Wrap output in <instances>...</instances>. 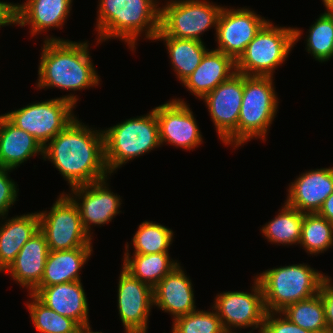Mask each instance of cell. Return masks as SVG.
Masks as SVG:
<instances>
[{
	"mask_svg": "<svg viewBox=\"0 0 333 333\" xmlns=\"http://www.w3.org/2000/svg\"><path fill=\"white\" fill-rule=\"evenodd\" d=\"M117 308L125 333L148 332L153 308V288L121 268L117 285Z\"/></svg>",
	"mask_w": 333,
	"mask_h": 333,
	"instance_id": "cell-16",
	"label": "cell"
},
{
	"mask_svg": "<svg viewBox=\"0 0 333 333\" xmlns=\"http://www.w3.org/2000/svg\"><path fill=\"white\" fill-rule=\"evenodd\" d=\"M156 1H157L160 5H161V4L163 5V3H160L159 0H156ZM166 1H172V0H166Z\"/></svg>",
	"mask_w": 333,
	"mask_h": 333,
	"instance_id": "cell-42",
	"label": "cell"
},
{
	"mask_svg": "<svg viewBox=\"0 0 333 333\" xmlns=\"http://www.w3.org/2000/svg\"><path fill=\"white\" fill-rule=\"evenodd\" d=\"M0 273L15 260L23 245L39 230L38 211L0 218Z\"/></svg>",
	"mask_w": 333,
	"mask_h": 333,
	"instance_id": "cell-24",
	"label": "cell"
},
{
	"mask_svg": "<svg viewBox=\"0 0 333 333\" xmlns=\"http://www.w3.org/2000/svg\"><path fill=\"white\" fill-rule=\"evenodd\" d=\"M268 21L247 45L236 61V72L245 76L274 77L275 70L288 59L293 47L301 40L298 27L273 25Z\"/></svg>",
	"mask_w": 333,
	"mask_h": 333,
	"instance_id": "cell-6",
	"label": "cell"
},
{
	"mask_svg": "<svg viewBox=\"0 0 333 333\" xmlns=\"http://www.w3.org/2000/svg\"><path fill=\"white\" fill-rule=\"evenodd\" d=\"M159 124L161 146L171 145L190 151L203 143V135L189 103L173 98L153 108Z\"/></svg>",
	"mask_w": 333,
	"mask_h": 333,
	"instance_id": "cell-14",
	"label": "cell"
},
{
	"mask_svg": "<svg viewBox=\"0 0 333 333\" xmlns=\"http://www.w3.org/2000/svg\"><path fill=\"white\" fill-rule=\"evenodd\" d=\"M251 292L226 291L217 293L213 305L226 333H238L241 328H252L262 332L265 315L263 291L259 281L253 277Z\"/></svg>",
	"mask_w": 333,
	"mask_h": 333,
	"instance_id": "cell-11",
	"label": "cell"
},
{
	"mask_svg": "<svg viewBox=\"0 0 333 333\" xmlns=\"http://www.w3.org/2000/svg\"><path fill=\"white\" fill-rule=\"evenodd\" d=\"M44 161H50L69 188L111 177L104 158L102 129L90 127L74 118L44 146Z\"/></svg>",
	"mask_w": 333,
	"mask_h": 333,
	"instance_id": "cell-1",
	"label": "cell"
},
{
	"mask_svg": "<svg viewBox=\"0 0 333 333\" xmlns=\"http://www.w3.org/2000/svg\"><path fill=\"white\" fill-rule=\"evenodd\" d=\"M17 3V25L30 26V36L60 29L67 22L73 0H25ZM51 28V29H50ZM42 32V33H41Z\"/></svg>",
	"mask_w": 333,
	"mask_h": 333,
	"instance_id": "cell-20",
	"label": "cell"
},
{
	"mask_svg": "<svg viewBox=\"0 0 333 333\" xmlns=\"http://www.w3.org/2000/svg\"><path fill=\"white\" fill-rule=\"evenodd\" d=\"M299 244L307 255L316 256L328 251L333 248V225L317 213H305Z\"/></svg>",
	"mask_w": 333,
	"mask_h": 333,
	"instance_id": "cell-30",
	"label": "cell"
},
{
	"mask_svg": "<svg viewBox=\"0 0 333 333\" xmlns=\"http://www.w3.org/2000/svg\"><path fill=\"white\" fill-rule=\"evenodd\" d=\"M317 214L333 225V192L325 199Z\"/></svg>",
	"mask_w": 333,
	"mask_h": 333,
	"instance_id": "cell-39",
	"label": "cell"
},
{
	"mask_svg": "<svg viewBox=\"0 0 333 333\" xmlns=\"http://www.w3.org/2000/svg\"><path fill=\"white\" fill-rule=\"evenodd\" d=\"M183 268L180 263L153 288L154 308L170 314L173 320L197 310L193 284Z\"/></svg>",
	"mask_w": 333,
	"mask_h": 333,
	"instance_id": "cell-18",
	"label": "cell"
},
{
	"mask_svg": "<svg viewBox=\"0 0 333 333\" xmlns=\"http://www.w3.org/2000/svg\"><path fill=\"white\" fill-rule=\"evenodd\" d=\"M243 98V74L235 73L202 98L218 138L237 150V125Z\"/></svg>",
	"mask_w": 333,
	"mask_h": 333,
	"instance_id": "cell-12",
	"label": "cell"
},
{
	"mask_svg": "<svg viewBox=\"0 0 333 333\" xmlns=\"http://www.w3.org/2000/svg\"><path fill=\"white\" fill-rule=\"evenodd\" d=\"M319 295L324 305L325 321L328 333H333V282L332 277L323 273V283Z\"/></svg>",
	"mask_w": 333,
	"mask_h": 333,
	"instance_id": "cell-37",
	"label": "cell"
},
{
	"mask_svg": "<svg viewBox=\"0 0 333 333\" xmlns=\"http://www.w3.org/2000/svg\"><path fill=\"white\" fill-rule=\"evenodd\" d=\"M223 7L209 0L167 1L160 6V30L156 37H175L204 42L201 37L205 31L214 28L216 34Z\"/></svg>",
	"mask_w": 333,
	"mask_h": 333,
	"instance_id": "cell-8",
	"label": "cell"
},
{
	"mask_svg": "<svg viewBox=\"0 0 333 333\" xmlns=\"http://www.w3.org/2000/svg\"><path fill=\"white\" fill-rule=\"evenodd\" d=\"M74 333H104V332L93 331L92 327L90 326V323H86V324L78 325V327L75 329Z\"/></svg>",
	"mask_w": 333,
	"mask_h": 333,
	"instance_id": "cell-40",
	"label": "cell"
},
{
	"mask_svg": "<svg viewBox=\"0 0 333 333\" xmlns=\"http://www.w3.org/2000/svg\"><path fill=\"white\" fill-rule=\"evenodd\" d=\"M312 24L305 37V50L323 63L333 58V10L324 11Z\"/></svg>",
	"mask_w": 333,
	"mask_h": 333,
	"instance_id": "cell-32",
	"label": "cell"
},
{
	"mask_svg": "<svg viewBox=\"0 0 333 333\" xmlns=\"http://www.w3.org/2000/svg\"><path fill=\"white\" fill-rule=\"evenodd\" d=\"M102 131L105 164L111 175L128 161L161 147L154 109L146 115L125 119Z\"/></svg>",
	"mask_w": 333,
	"mask_h": 333,
	"instance_id": "cell-4",
	"label": "cell"
},
{
	"mask_svg": "<svg viewBox=\"0 0 333 333\" xmlns=\"http://www.w3.org/2000/svg\"><path fill=\"white\" fill-rule=\"evenodd\" d=\"M298 176L289 183L285 202L300 212L317 213L333 192V167L310 169Z\"/></svg>",
	"mask_w": 333,
	"mask_h": 333,
	"instance_id": "cell-17",
	"label": "cell"
},
{
	"mask_svg": "<svg viewBox=\"0 0 333 333\" xmlns=\"http://www.w3.org/2000/svg\"><path fill=\"white\" fill-rule=\"evenodd\" d=\"M131 239L133 254L169 253L174 232L158 222L145 220L139 224Z\"/></svg>",
	"mask_w": 333,
	"mask_h": 333,
	"instance_id": "cell-29",
	"label": "cell"
},
{
	"mask_svg": "<svg viewBox=\"0 0 333 333\" xmlns=\"http://www.w3.org/2000/svg\"><path fill=\"white\" fill-rule=\"evenodd\" d=\"M278 212L273 219L260 228L263 237L265 236L267 242L271 244L299 246L305 213L291 207L285 201Z\"/></svg>",
	"mask_w": 333,
	"mask_h": 333,
	"instance_id": "cell-28",
	"label": "cell"
},
{
	"mask_svg": "<svg viewBox=\"0 0 333 333\" xmlns=\"http://www.w3.org/2000/svg\"><path fill=\"white\" fill-rule=\"evenodd\" d=\"M163 41L170 59L171 68L180 84L199 66L205 53L209 50L204 42L194 39L175 37H156Z\"/></svg>",
	"mask_w": 333,
	"mask_h": 333,
	"instance_id": "cell-27",
	"label": "cell"
},
{
	"mask_svg": "<svg viewBox=\"0 0 333 333\" xmlns=\"http://www.w3.org/2000/svg\"><path fill=\"white\" fill-rule=\"evenodd\" d=\"M49 252L46 237L39 229L23 245L15 260L3 273L9 274L29 294L40 284Z\"/></svg>",
	"mask_w": 333,
	"mask_h": 333,
	"instance_id": "cell-21",
	"label": "cell"
},
{
	"mask_svg": "<svg viewBox=\"0 0 333 333\" xmlns=\"http://www.w3.org/2000/svg\"><path fill=\"white\" fill-rule=\"evenodd\" d=\"M273 78L243 75V98L237 125L238 148L252 139L266 142L280 102Z\"/></svg>",
	"mask_w": 333,
	"mask_h": 333,
	"instance_id": "cell-7",
	"label": "cell"
},
{
	"mask_svg": "<svg viewBox=\"0 0 333 333\" xmlns=\"http://www.w3.org/2000/svg\"><path fill=\"white\" fill-rule=\"evenodd\" d=\"M11 171L13 170L0 167V218L8 216L9 210L18 201L19 186L11 179Z\"/></svg>",
	"mask_w": 333,
	"mask_h": 333,
	"instance_id": "cell-35",
	"label": "cell"
},
{
	"mask_svg": "<svg viewBox=\"0 0 333 333\" xmlns=\"http://www.w3.org/2000/svg\"><path fill=\"white\" fill-rule=\"evenodd\" d=\"M281 313L297 326L314 333H328L319 293L287 306Z\"/></svg>",
	"mask_w": 333,
	"mask_h": 333,
	"instance_id": "cell-31",
	"label": "cell"
},
{
	"mask_svg": "<svg viewBox=\"0 0 333 333\" xmlns=\"http://www.w3.org/2000/svg\"><path fill=\"white\" fill-rule=\"evenodd\" d=\"M129 244H125L122 267L133 277L154 288L180 262L173 260L170 253L132 254Z\"/></svg>",
	"mask_w": 333,
	"mask_h": 333,
	"instance_id": "cell-26",
	"label": "cell"
},
{
	"mask_svg": "<svg viewBox=\"0 0 333 333\" xmlns=\"http://www.w3.org/2000/svg\"><path fill=\"white\" fill-rule=\"evenodd\" d=\"M132 333H148V332H132Z\"/></svg>",
	"mask_w": 333,
	"mask_h": 333,
	"instance_id": "cell-43",
	"label": "cell"
},
{
	"mask_svg": "<svg viewBox=\"0 0 333 333\" xmlns=\"http://www.w3.org/2000/svg\"><path fill=\"white\" fill-rule=\"evenodd\" d=\"M325 10H333V0H322Z\"/></svg>",
	"mask_w": 333,
	"mask_h": 333,
	"instance_id": "cell-41",
	"label": "cell"
},
{
	"mask_svg": "<svg viewBox=\"0 0 333 333\" xmlns=\"http://www.w3.org/2000/svg\"><path fill=\"white\" fill-rule=\"evenodd\" d=\"M159 5L156 0H98L96 44L117 38L133 53L138 37L154 41L160 30Z\"/></svg>",
	"mask_w": 333,
	"mask_h": 333,
	"instance_id": "cell-3",
	"label": "cell"
},
{
	"mask_svg": "<svg viewBox=\"0 0 333 333\" xmlns=\"http://www.w3.org/2000/svg\"><path fill=\"white\" fill-rule=\"evenodd\" d=\"M39 229L44 233L49 251L93 248L92 236L84 229L77 205L62 192L50 210L38 211Z\"/></svg>",
	"mask_w": 333,
	"mask_h": 333,
	"instance_id": "cell-9",
	"label": "cell"
},
{
	"mask_svg": "<svg viewBox=\"0 0 333 333\" xmlns=\"http://www.w3.org/2000/svg\"><path fill=\"white\" fill-rule=\"evenodd\" d=\"M17 4L0 1V28L17 25Z\"/></svg>",
	"mask_w": 333,
	"mask_h": 333,
	"instance_id": "cell-38",
	"label": "cell"
},
{
	"mask_svg": "<svg viewBox=\"0 0 333 333\" xmlns=\"http://www.w3.org/2000/svg\"><path fill=\"white\" fill-rule=\"evenodd\" d=\"M261 333H314L309 330H305L288 318H286L281 312H267L263 323Z\"/></svg>",
	"mask_w": 333,
	"mask_h": 333,
	"instance_id": "cell-36",
	"label": "cell"
},
{
	"mask_svg": "<svg viewBox=\"0 0 333 333\" xmlns=\"http://www.w3.org/2000/svg\"><path fill=\"white\" fill-rule=\"evenodd\" d=\"M214 310V311H213ZM171 333H226L217 312L195 310L172 320Z\"/></svg>",
	"mask_w": 333,
	"mask_h": 333,
	"instance_id": "cell-34",
	"label": "cell"
},
{
	"mask_svg": "<svg viewBox=\"0 0 333 333\" xmlns=\"http://www.w3.org/2000/svg\"><path fill=\"white\" fill-rule=\"evenodd\" d=\"M254 277L261 285L267 312H281L316 295L323 283V273L308 263L268 268Z\"/></svg>",
	"mask_w": 333,
	"mask_h": 333,
	"instance_id": "cell-5",
	"label": "cell"
},
{
	"mask_svg": "<svg viewBox=\"0 0 333 333\" xmlns=\"http://www.w3.org/2000/svg\"><path fill=\"white\" fill-rule=\"evenodd\" d=\"M74 109L70 101L60 96L29 103L3 115L12 124L35 137L44 147L77 117Z\"/></svg>",
	"mask_w": 333,
	"mask_h": 333,
	"instance_id": "cell-10",
	"label": "cell"
},
{
	"mask_svg": "<svg viewBox=\"0 0 333 333\" xmlns=\"http://www.w3.org/2000/svg\"><path fill=\"white\" fill-rule=\"evenodd\" d=\"M31 294L46 307L78 325L90 322L88 299L81 281L35 288Z\"/></svg>",
	"mask_w": 333,
	"mask_h": 333,
	"instance_id": "cell-19",
	"label": "cell"
},
{
	"mask_svg": "<svg viewBox=\"0 0 333 333\" xmlns=\"http://www.w3.org/2000/svg\"><path fill=\"white\" fill-rule=\"evenodd\" d=\"M31 301L26 302L32 324L40 333H74L78 324L63 315H59L46 307L33 294L29 293Z\"/></svg>",
	"mask_w": 333,
	"mask_h": 333,
	"instance_id": "cell-33",
	"label": "cell"
},
{
	"mask_svg": "<svg viewBox=\"0 0 333 333\" xmlns=\"http://www.w3.org/2000/svg\"><path fill=\"white\" fill-rule=\"evenodd\" d=\"M235 73L236 62L230 56L209 49L199 66L181 84L200 100Z\"/></svg>",
	"mask_w": 333,
	"mask_h": 333,
	"instance_id": "cell-22",
	"label": "cell"
},
{
	"mask_svg": "<svg viewBox=\"0 0 333 333\" xmlns=\"http://www.w3.org/2000/svg\"><path fill=\"white\" fill-rule=\"evenodd\" d=\"M44 157L40 142L0 114V167L14 170L34 156Z\"/></svg>",
	"mask_w": 333,
	"mask_h": 333,
	"instance_id": "cell-23",
	"label": "cell"
},
{
	"mask_svg": "<svg viewBox=\"0 0 333 333\" xmlns=\"http://www.w3.org/2000/svg\"><path fill=\"white\" fill-rule=\"evenodd\" d=\"M261 16L249 7L224 6L214 35L217 42L215 50L223 52L236 62L250 41L269 21Z\"/></svg>",
	"mask_w": 333,
	"mask_h": 333,
	"instance_id": "cell-13",
	"label": "cell"
},
{
	"mask_svg": "<svg viewBox=\"0 0 333 333\" xmlns=\"http://www.w3.org/2000/svg\"><path fill=\"white\" fill-rule=\"evenodd\" d=\"M109 178L73 187L67 194L77 205L83 227L92 237L93 225L108 224L121 212L122 197L109 188Z\"/></svg>",
	"mask_w": 333,
	"mask_h": 333,
	"instance_id": "cell-15",
	"label": "cell"
},
{
	"mask_svg": "<svg viewBox=\"0 0 333 333\" xmlns=\"http://www.w3.org/2000/svg\"><path fill=\"white\" fill-rule=\"evenodd\" d=\"M93 252V248L50 251L46 258L40 284L36 288L81 281L80 271L89 261Z\"/></svg>",
	"mask_w": 333,
	"mask_h": 333,
	"instance_id": "cell-25",
	"label": "cell"
},
{
	"mask_svg": "<svg viewBox=\"0 0 333 333\" xmlns=\"http://www.w3.org/2000/svg\"><path fill=\"white\" fill-rule=\"evenodd\" d=\"M38 65V90L59 88L74 93L62 96L76 106L79 100L75 91L98 87L101 81L92 56L89 41H71L56 36L43 39Z\"/></svg>",
	"mask_w": 333,
	"mask_h": 333,
	"instance_id": "cell-2",
	"label": "cell"
}]
</instances>
